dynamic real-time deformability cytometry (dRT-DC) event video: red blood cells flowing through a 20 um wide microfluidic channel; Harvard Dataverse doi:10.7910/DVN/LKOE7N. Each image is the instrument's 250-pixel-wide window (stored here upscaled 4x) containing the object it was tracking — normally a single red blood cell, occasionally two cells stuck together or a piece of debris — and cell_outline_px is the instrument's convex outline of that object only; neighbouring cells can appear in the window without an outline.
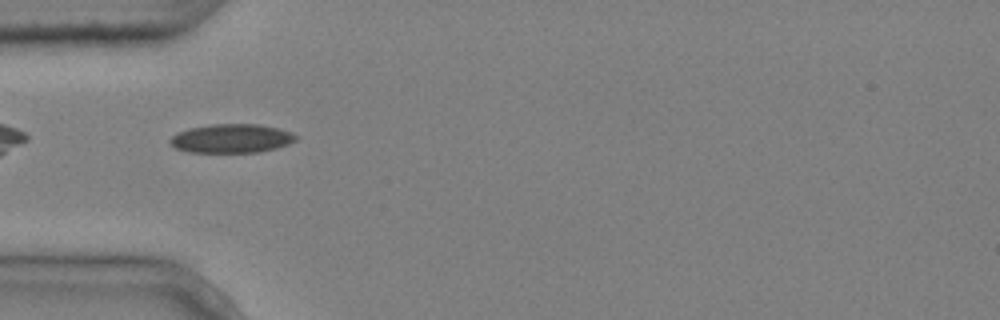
{"species": "common noctule bat (a hibernating species)", "species_latin": "Nyctalus noctula", "temperature_condition": "cold", "stored_images_in_passage": 10, "camera_frame_rate_fps": 3000, "um_per_image_px": 0.085, "animal": {"sex": "male", "body_mass_g": 20.4}, "frame": {"image": 1, "passage_image": 4, "time_ms": 1.0, "image_size_px": [1000, 320], "cell_outline_px": [[296, 140], [288, 144], [276, 148], [260, 152], [188, 152], [176, 148], [168, 140], [176, 132], [188, 128], [212, 124], [260, 124], [276, 128], [288, 132], [296, 136]], "centroid_in_image_um": [19.63, 11.77], "position_along_channel_um": 65.4, "area_um2": 21.04}}
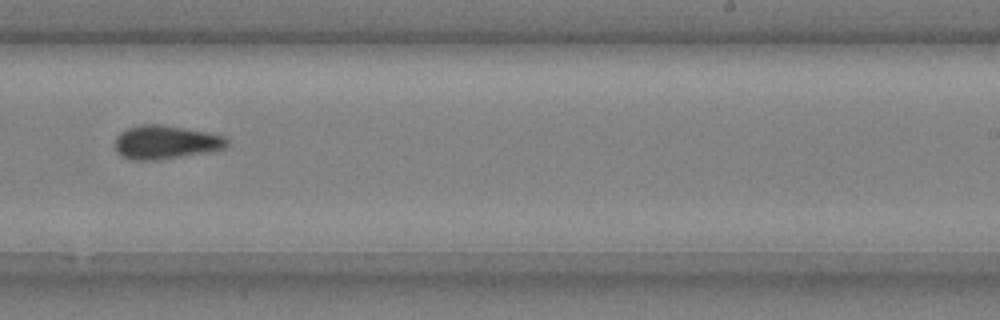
{"frame": {"image": 2, "passage_image": 9, "time_ms": 2.667, "image_size_px": [1000, 320], "cell_outline_px": [[228, 148], [208, 152], [156, 160], [128, 160], [116, 148], [116, 136], [120, 132], [128, 128], [140, 124], [160, 124], [208, 132], [224, 136], [228, 140]], "centroid_in_image_um": [14.11, 12.08], "position_along_channel_um": 274.9, "area_um2": 21.91}}
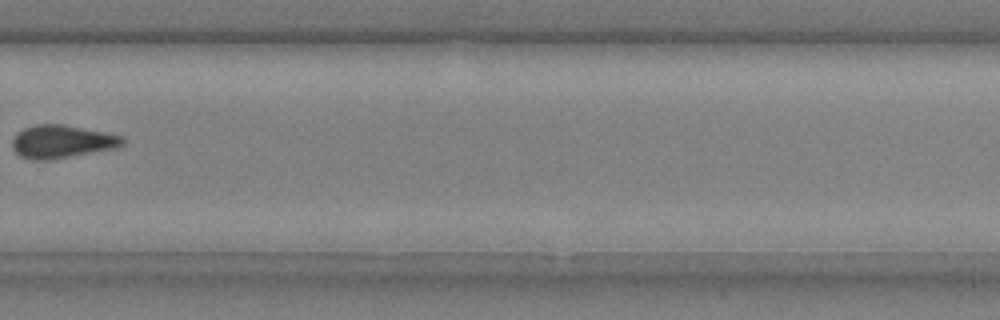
{"frame": {"image": 3, "passage_image": 10, "time_ms": 3.0, "image_size_px": [1000, 320], "cell_outline_px": [[124, 144], [116, 148], [48, 160], [32, 160], [20, 156], [12, 148], [12, 140], [16, 132], [24, 128], [36, 124], [64, 124], [104, 132], [120, 136], [124, 140]], "centroid_in_image_um": [5.21, 12.03], "position_along_channel_um": 324.6, "area_um2": 21.15}}